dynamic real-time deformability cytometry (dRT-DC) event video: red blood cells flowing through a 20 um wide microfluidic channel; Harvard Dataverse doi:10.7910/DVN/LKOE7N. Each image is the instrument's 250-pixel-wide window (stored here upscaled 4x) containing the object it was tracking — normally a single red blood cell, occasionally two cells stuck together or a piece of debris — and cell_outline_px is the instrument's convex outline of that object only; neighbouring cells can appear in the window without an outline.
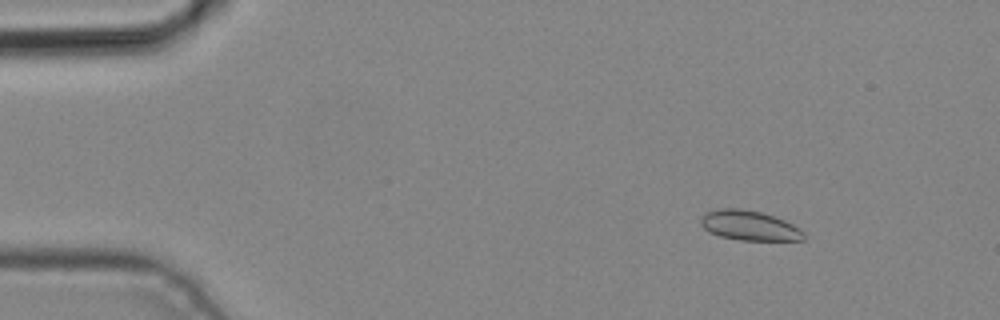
{"species": "common noctule bat (a hibernating species)", "species_latin": "Nyctalus noctula", "temperature_condition": "cold", "stored_images_in_passage": 2, "camera_frame_rate_fps": 3000, "um_per_image_px": 0.085, "animal": {"sex": "male", "body_mass_g": 19.2, "forearm_length_mm": 51.8}, "frame": {"image": 1, "passage_image": 1, "time_ms": 0.0, "image_size_px": [1000, 320], "cell_outline_px": [[804, 240], [740, 240], [720, 236], [708, 232], [700, 224], [700, 216], [704, 212], [716, 208], [740, 208], [760, 212], [784, 220], [800, 228], [804, 232]], "centroid_in_image_um": [63.63, 19.16], "position_along_channel_um": 21.4, "area_um2": 18.03}}